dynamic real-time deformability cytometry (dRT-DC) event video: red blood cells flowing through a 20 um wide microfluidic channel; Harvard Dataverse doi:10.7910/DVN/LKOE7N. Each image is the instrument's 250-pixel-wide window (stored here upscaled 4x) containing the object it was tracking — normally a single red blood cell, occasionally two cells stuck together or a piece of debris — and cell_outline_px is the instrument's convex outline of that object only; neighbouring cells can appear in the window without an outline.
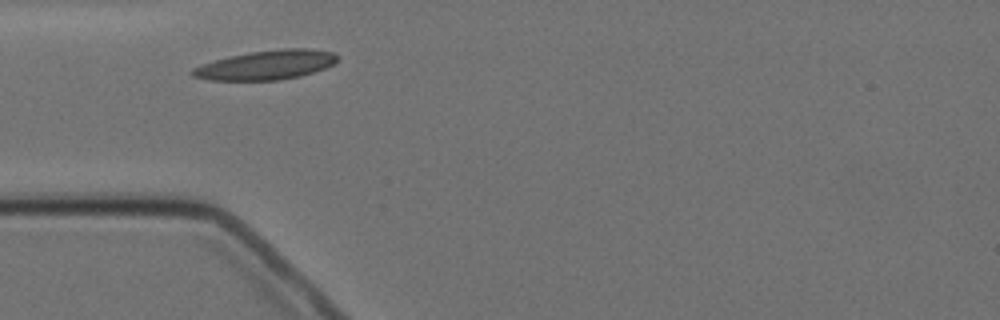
{"species": "Egyptian fruit bat (a non-hibernating species)", "species_latin": "Rousettus aegyptiacus", "temperature_condition": "cold", "stored_images_in_passage": 3, "camera_frame_rate_fps": 3000, "um_per_image_px": 0.085, "animal": {"sex": "female"}, "frame": {"image": 1, "passage_image": 2, "time_ms": 1.333, "image_size_px": [1000, 320], "cell_outline_px": [[340, 56], [332, 64], [324, 68], [300, 76], [276, 80], [212, 80], [192, 76], [188, 72], [192, 68], [216, 60], [248, 52], [280, 48], [308, 48], [332, 52]], "centroid_in_image_um": [22.63, 5.51], "position_along_channel_um": 62.4, "area_um2": 24.57}}
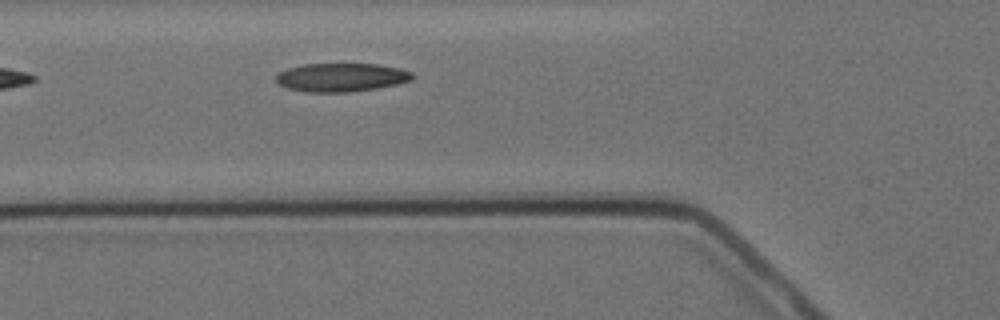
{"frame": {"image": 2, "passage_image": 3, "time_ms": 2.333, "image_size_px": [1000, 320], "cell_outline_px": [[412, 80], [396, 84], [376, 88], [348, 92], [308, 92], [288, 88], [280, 84], [276, 80], [276, 76], [280, 72], [288, 68], [304, 64], [376, 64], [400, 68], [412, 72]], "centroid_in_image_um": [29.01, 6.57], "position_along_channel_um": 96.8, "area_um2": 22.43}}